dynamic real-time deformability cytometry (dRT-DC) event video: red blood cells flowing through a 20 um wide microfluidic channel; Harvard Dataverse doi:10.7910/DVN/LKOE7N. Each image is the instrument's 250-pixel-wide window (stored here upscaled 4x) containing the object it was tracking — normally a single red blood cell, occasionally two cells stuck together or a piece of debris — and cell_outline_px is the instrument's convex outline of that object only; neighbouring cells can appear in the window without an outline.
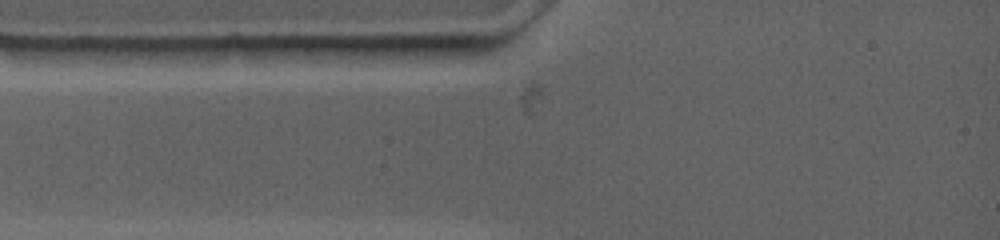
{"species": "common noctule bat (a hibernating species)", "species_latin": "Nyctalus noctula", "temperature_condition": "warm", "stored_images_in_passage": 4, "camera_frame_rate_fps": 4500, "um_per_image_px": 0.085, "animal": {"sex": "female", "body_mass_g": 19.0, "forearm_length_mm": 53.3}, "frame": {"image": 1, "passage_image": 2, "time_ms": 0.222, "image_size_px": [1000, 240], "cell_outline_px": [[396, 48], [388, 56], [372, 64], [316, 60], [300, 48], [300, 44], [396, 44]], "centroid_in_image_um": [29.68, 4.45], "position_along_channel_um": 55.3, "area_um2": 10.75}}